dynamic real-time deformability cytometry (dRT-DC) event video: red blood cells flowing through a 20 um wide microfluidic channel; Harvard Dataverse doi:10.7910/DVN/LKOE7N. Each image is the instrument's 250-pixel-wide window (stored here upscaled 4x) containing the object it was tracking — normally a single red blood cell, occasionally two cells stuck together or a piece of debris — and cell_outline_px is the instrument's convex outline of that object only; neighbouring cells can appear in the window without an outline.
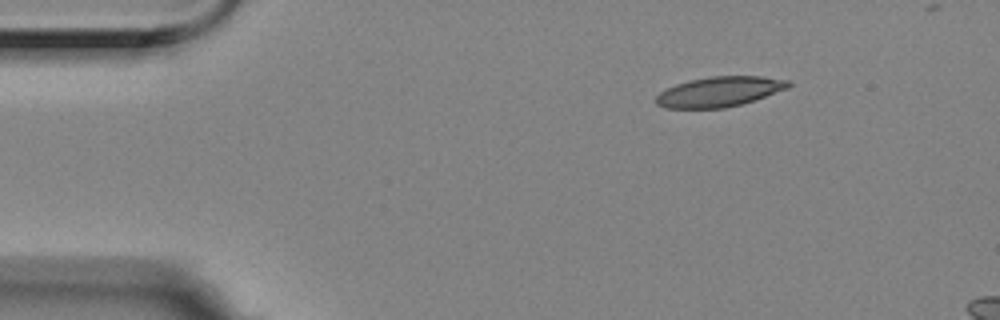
{"species": "Egyptian fruit bat (a non-hibernating species)", "species_latin": "Rousettus aegyptiacus", "temperature_condition": "room temperature", "stored_images_in_passage": 3, "camera_frame_rate_fps": 3000, "um_per_image_px": 0.085, "animal": {"sex": "female"}, "frame": {"image": 1, "passage_image": 1, "time_ms": 0.0, "image_size_px": [1000, 320], "cell_outline_px": [[792, 84], [788, 88], [740, 104], [724, 108], [664, 108], [656, 104], [656, 96], [660, 92], [676, 84], [688, 80], [708, 76], [760, 76], [788, 80]], "centroid_in_image_um": [61.11, 7.78], "position_along_channel_um": 23.9, "area_um2": 23.0}}